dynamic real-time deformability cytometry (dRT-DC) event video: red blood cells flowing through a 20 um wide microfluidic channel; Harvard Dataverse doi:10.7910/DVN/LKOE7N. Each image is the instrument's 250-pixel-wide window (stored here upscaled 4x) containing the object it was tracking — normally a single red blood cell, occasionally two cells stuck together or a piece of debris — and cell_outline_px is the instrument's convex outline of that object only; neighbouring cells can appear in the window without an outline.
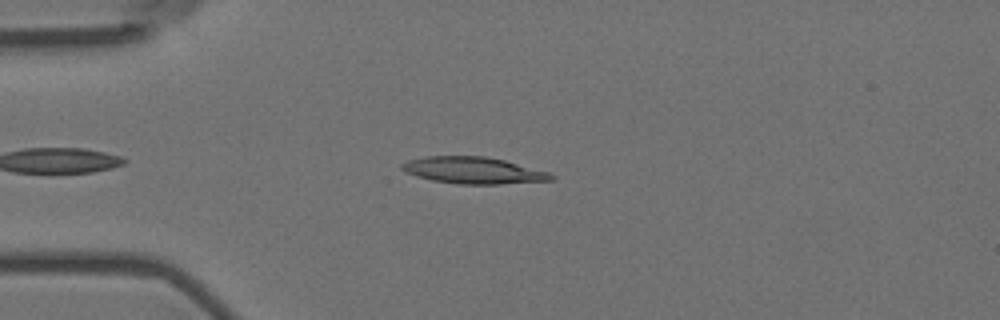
{"species": "Egyptian fruit bat (a non-hibernating species)", "species_latin": "Rousettus aegyptiacus", "temperature_condition": "room temperature", "stored_images_in_passage": 45, "camera_frame_rate_fps": 3000, "um_per_image_px": 0.085, "animal": {"sex": "female"}, "frame": {"image": 1, "passage_image": 7, "time_ms": 2.0, "image_size_px": [1000, 320], "cell_outline_px": [[556, 180], [500, 184], [460, 184], [432, 180], [416, 176], [404, 172], [400, 168], [400, 164], [408, 160], [424, 156], [484, 156], [504, 160], [548, 172], [556, 176]], "centroid_in_image_um": [40.22, 14.48], "position_along_channel_um": 44.8, "area_um2": 23.29}}
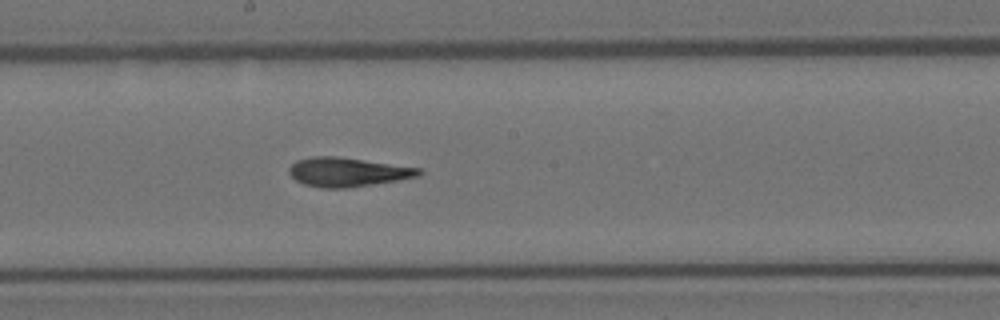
{"frame": {"image": 2, "passage_image": 23, "time_ms": 7.333, "image_size_px": [1000, 320], "cell_outline_px": [[424, 172], [420, 176], [372, 184], [344, 188], [320, 188], [304, 184], [296, 180], [288, 172], [288, 168], [296, 160], [312, 156], [336, 156], [420, 168]], "centroid_in_image_um": [29.51, 14.62], "position_along_channel_um": 218.7, "area_um2": 21.85}}
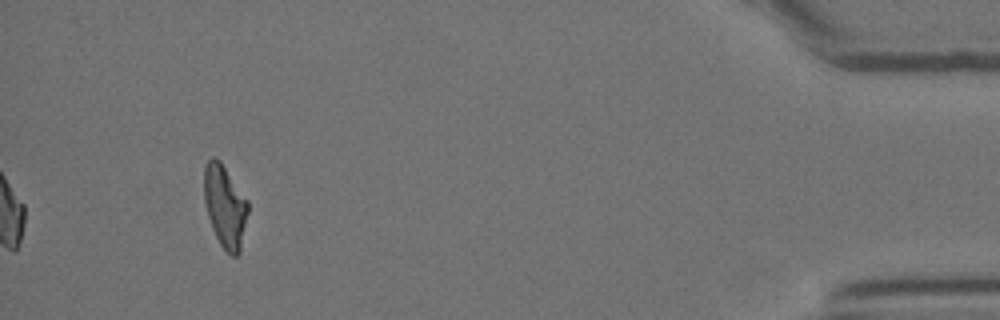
{"frame": {"image": 3, "passage_image": 45, "time_ms": 14.667, "image_size_px": [1000, 320], "cell_outline_px": [[248, 212], [240, 252], [236, 256], [232, 256], [220, 244], [212, 228], [208, 216], [204, 200], [204, 168], [208, 160], [212, 156], [216, 156], [220, 160], [248, 200]], "centroid_in_image_um": [19.12, 17.5], "position_along_channel_um": 416.1, "area_um2": 21.1}, "authors_computed_cell_mechanics": {"area_um2": 21.8484, "velocity_mm_per_s": 3.6195, "shape_relaxation_time_tau1_ms": null, "shape_relaxation_time_tau2_ms": 3.1182, "deformation_change_tau1": null, "deformation_change_tau2": 0.1347}}